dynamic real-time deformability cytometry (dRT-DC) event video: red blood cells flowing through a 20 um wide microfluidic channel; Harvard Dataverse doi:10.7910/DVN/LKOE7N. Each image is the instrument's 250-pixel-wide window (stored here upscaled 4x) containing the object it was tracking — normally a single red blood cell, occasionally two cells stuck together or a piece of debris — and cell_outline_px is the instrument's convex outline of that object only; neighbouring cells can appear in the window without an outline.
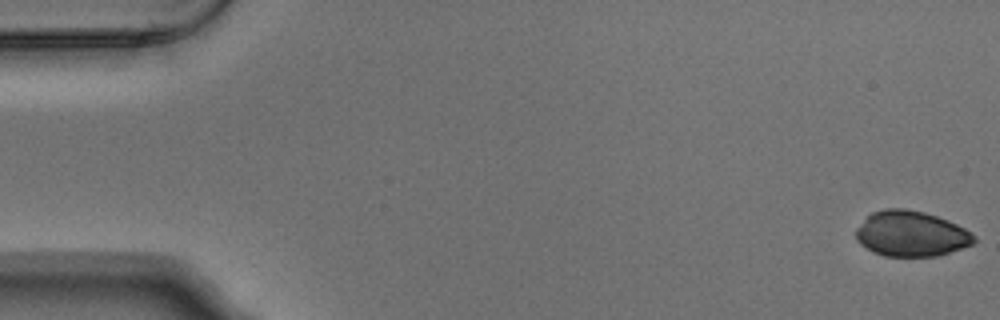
{"species": "Egyptian fruit bat (a non-hibernating species)", "species_latin": "Rousettus aegyptiacus", "temperature_condition": "warm", "stored_images_in_passage": 4, "camera_frame_rate_fps": 3000, "um_per_image_px": 0.085, "animal": {"sex": "male"}, "frame": {"image": 1, "passage_image": 1, "time_ms": 0.0, "image_size_px": [1000, 320], "cell_outline_px": [[976, 240], [972, 244], [936, 256], [884, 256], [872, 252], [860, 244], [856, 240], [856, 228], [872, 212], [884, 208], [908, 208], [924, 212], [948, 220], [964, 228], [976, 236]], "centroid_in_image_um": [77.41, 19.86], "position_along_channel_um": 7.6, "area_um2": 31.27}}
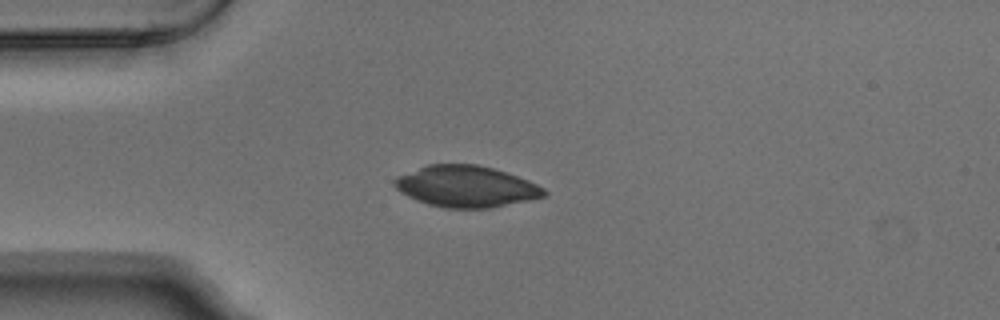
{"frame": {"image": 2, "passage_image": 4, "time_ms": 1.0, "image_size_px": [1000, 320], "cell_outline_px": [[548, 196], [492, 208], [444, 208], [428, 204], [416, 200], [400, 192], [392, 184], [392, 180], [396, 176], [428, 164], [476, 164], [492, 168], [528, 180], [544, 188], [548, 192]], "centroid_in_image_um": [39.61, 15.85], "position_along_channel_um": 45.4, "area_um2": 36.18}}